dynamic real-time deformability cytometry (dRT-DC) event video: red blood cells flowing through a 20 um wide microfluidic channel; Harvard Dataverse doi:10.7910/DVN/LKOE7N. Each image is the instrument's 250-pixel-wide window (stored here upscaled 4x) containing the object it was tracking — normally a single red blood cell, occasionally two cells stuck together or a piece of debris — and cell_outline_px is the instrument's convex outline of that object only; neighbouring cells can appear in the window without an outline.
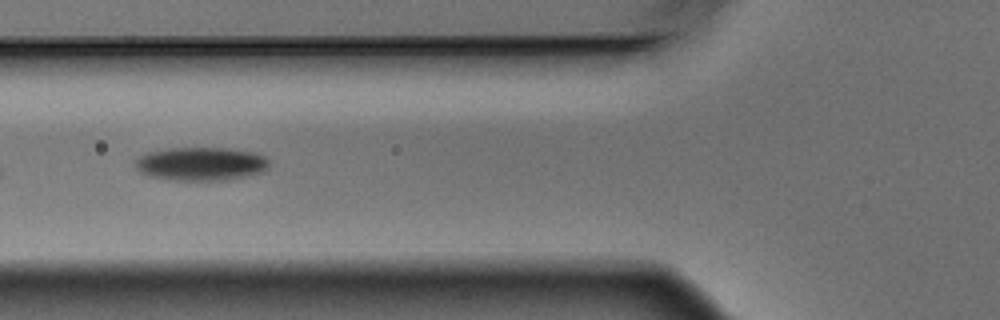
{"species": "Egyptian fruit bat (a non-hibernating species)", "species_latin": "Rousettus aegyptiacus", "temperature_condition": "warm", "stored_images_in_passage": 6, "segment_of_instrument_passage": [1, 2], "camera_frame_rate_fps": 3000, "um_per_image_px": 0.085, "animal": {"sex": "male"}, "frame": {"image": 1, "passage_image": 5, "time_ms": 1.333, "image_size_px": [1000, 320], "cell_outline_px": [[268, 168], [260, 172], [248, 176], [228, 180], [168, 180], [148, 176], [140, 172], [136, 168], [136, 160], [140, 156], [148, 152], [168, 148], [228, 148], [256, 152], [264, 156], [268, 160]], "centroid_in_image_um": [17.08, 13.93], "position_along_channel_um": 108.7, "area_um2": 26.24}}